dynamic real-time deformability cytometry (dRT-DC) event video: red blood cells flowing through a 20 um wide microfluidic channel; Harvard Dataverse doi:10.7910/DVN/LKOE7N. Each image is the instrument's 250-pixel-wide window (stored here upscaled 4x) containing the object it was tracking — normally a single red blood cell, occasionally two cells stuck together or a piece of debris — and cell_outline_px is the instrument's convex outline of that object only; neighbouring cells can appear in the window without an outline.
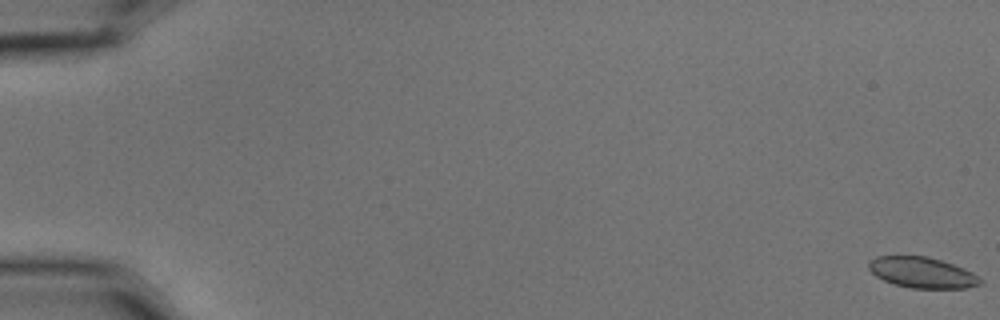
{"species": "common noctule bat (a hibernating species)", "species_latin": "Nyctalus noctula", "temperature_condition": "cold", "stored_images_in_passage": 7, "camera_frame_rate_fps": 3000, "um_per_image_px": 0.085, "animal": {"sex": "male", "body_mass_g": 15.6}, "frame": {"image": 1, "passage_image": 1, "time_ms": 0.0, "image_size_px": [1000, 320], "cell_outline_px": [[984, 280], [980, 284], [964, 288], [912, 288], [896, 284], [884, 280], [876, 276], [868, 268], [868, 260], [876, 256], [924, 256], [940, 260], [964, 268], [972, 272]], "centroid_in_image_um": [78.37, 23.16], "position_along_channel_um": 6.6, "area_um2": 19.88}}
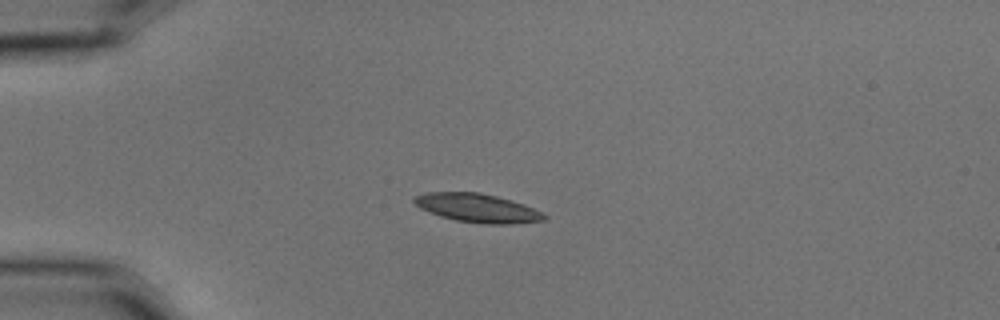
{"frame": {"image": 2, "passage_image": 5, "time_ms": 1.333, "image_size_px": [1000, 320], "cell_outline_px": [[548, 216], [544, 220], [512, 224], [484, 224], [456, 220], [440, 216], [428, 212], [420, 208], [412, 200], [412, 196], [428, 192], [480, 192], [496, 196], [524, 204], [544, 212]], "centroid_in_image_um": [40.58, 17.68], "position_along_channel_um": 44.4, "area_um2": 21.85}}
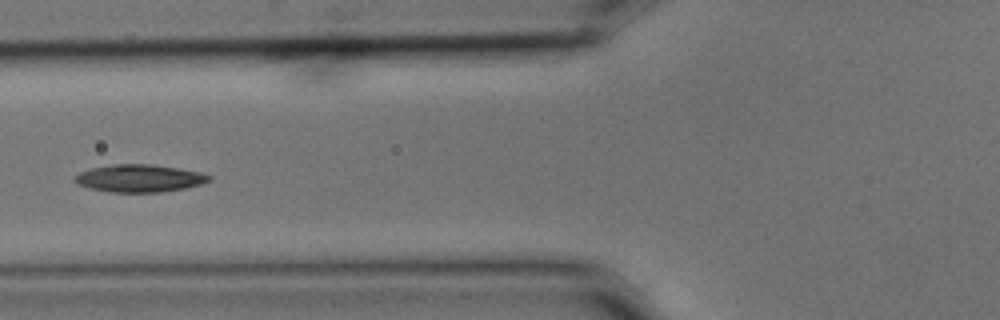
{"frame": {"image": 3, "passage_image": 7, "time_ms": 2.0, "image_size_px": [1000, 320], "cell_outline_px": [[212, 180], [200, 184], [184, 188], [160, 192], [108, 192], [76, 184], [72, 180], [72, 176], [80, 172], [92, 168], [112, 164], [148, 164], [176, 168], [200, 172], [212, 176]], "centroid_in_image_um": [11.81, 15.15], "position_along_channel_um": 114.0, "area_um2": 21.5}}